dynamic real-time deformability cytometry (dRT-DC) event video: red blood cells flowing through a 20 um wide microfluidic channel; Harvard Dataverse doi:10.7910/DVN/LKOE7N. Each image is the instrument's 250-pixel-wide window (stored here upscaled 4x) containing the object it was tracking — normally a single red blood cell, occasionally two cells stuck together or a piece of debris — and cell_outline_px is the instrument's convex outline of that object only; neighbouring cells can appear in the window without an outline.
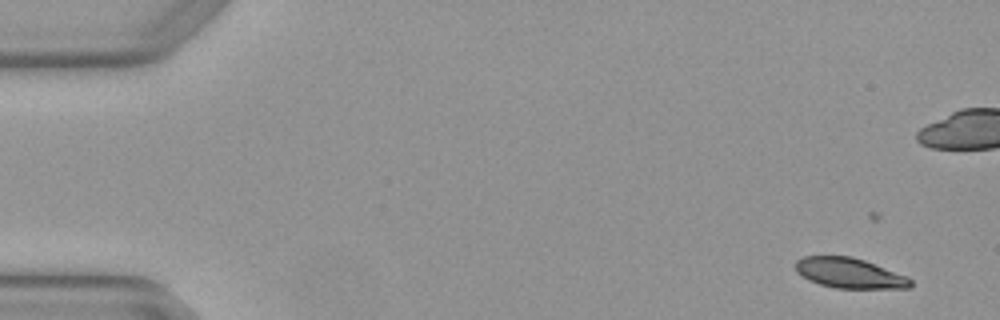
{"species": "Egyptian fruit bat (a non-hibernating species)", "species_latin": "Rousettus aegyptiacus", "temperature_condition": "warm", "stored_images_in_passage": 5, "camera_frame_rate_fps": 3000, "um_per_image_px": 0.085, "animal": {"sex": "female"}, "frame": {"image": 1, "passage_image": 1, "time_ms": 0.0, "image_size_px": [1000, 320], "cell_outline_px": [[912, 284], [908, 288], [836, 288], [820, 284], [808, 280], [796, 272], [796, 260], [804, 256], [852, 256], [864, 260], [908, 276], [912, 280]], "centroid_in_image_um": [72.2, 23.21], "position_along_channel_um": 12.8, "area_um2": 20.23}}